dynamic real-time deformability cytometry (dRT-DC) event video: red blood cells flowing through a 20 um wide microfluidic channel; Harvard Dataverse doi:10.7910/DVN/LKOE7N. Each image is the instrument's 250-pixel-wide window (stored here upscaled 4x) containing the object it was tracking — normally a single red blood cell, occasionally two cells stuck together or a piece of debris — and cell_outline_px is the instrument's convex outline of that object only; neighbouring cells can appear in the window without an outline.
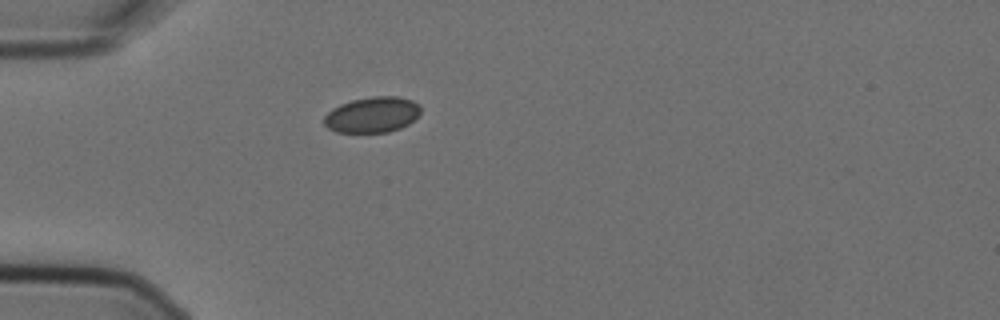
{"species": "Egyptian fruit bat (a non-hibernating species)", "species_latin": "Rousettus aegyptiacus", "temperature_condition": "cold", "stored_images_in_passage": 1, "camera_frame_rate_fps": 3000, "um_per_image_px": 0.085, "animal": {"sex": "female"}, "frame": {"image": 1, "passage_image": 1, "time_ms": 0.0, "image_size_px": [1000, 320], "cell_outline_px": [[420, 112], [408, 124], [400, 128], [388, 132], [336, 132], [328, 128], [324, 124], [324, 116], [332, 108], [340, 104], [352, 100], [372, 96], [396, 96], [412, 100], [420, 104]], "centroid_in_image_um": [31.63, 9.74], "position_along_channel_um": 53.4, "area_um2": 20.06}}